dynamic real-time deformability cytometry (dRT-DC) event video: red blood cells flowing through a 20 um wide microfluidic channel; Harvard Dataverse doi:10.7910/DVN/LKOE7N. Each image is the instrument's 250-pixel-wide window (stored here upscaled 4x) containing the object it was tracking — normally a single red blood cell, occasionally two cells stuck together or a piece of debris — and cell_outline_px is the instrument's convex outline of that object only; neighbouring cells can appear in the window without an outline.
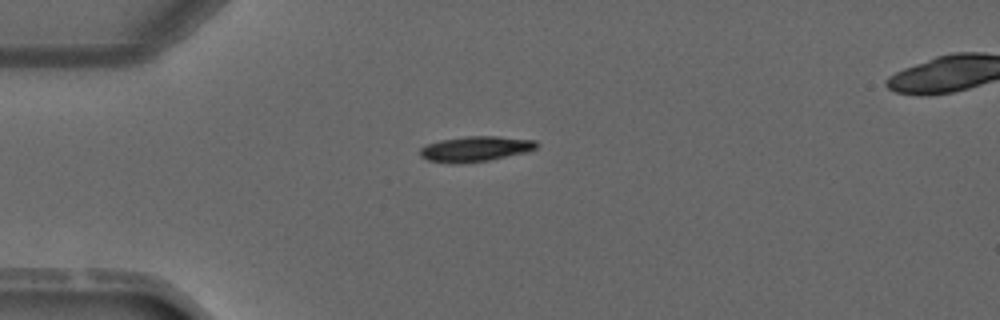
{"species": "common noctule bat (a hibernating species)", "species_latin": "Nyctalus noctula", "temperature_condition": "warm", "stored_images_in_passage": 2, "camera_frame_rate_fps": 3000, "um_per_image_px": 0.085, "animal": {"sex": "male", "forearm_length_mm": 52.5}, "frame": {"image": 1, "passage_image": 2, "time_ms": 1.333, "image_size_px": [1000, 320], "cell_outline_px": [[540, 144], [536, 148], [528, 152], [488, 160], [456, 164], [452, 164], [428, 160], [420, 156], [420, 148], [428, 144], [440, 140], [468, 136], [496, 136], [536, 140]], "centroid_in_image_um": [40.43, 12.65], "position_along_channel_um": 44.6, "area_um2": 17.22}}